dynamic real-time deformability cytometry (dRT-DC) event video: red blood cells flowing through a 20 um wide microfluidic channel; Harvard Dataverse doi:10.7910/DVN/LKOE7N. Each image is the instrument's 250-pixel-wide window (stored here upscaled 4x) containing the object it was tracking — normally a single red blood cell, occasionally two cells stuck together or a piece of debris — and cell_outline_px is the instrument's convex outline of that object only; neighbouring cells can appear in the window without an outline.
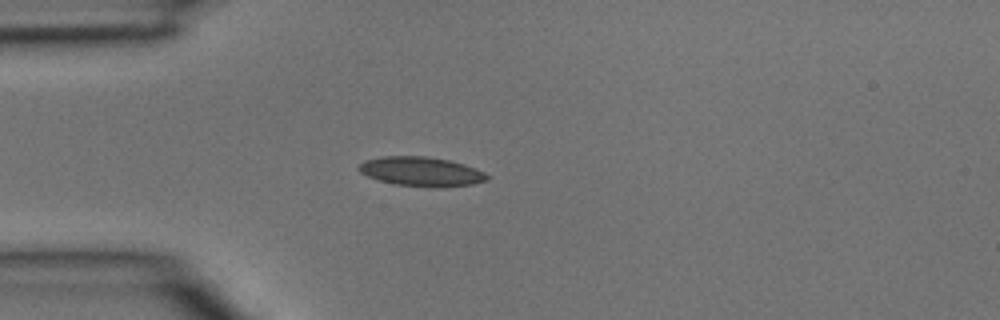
{"species": "common noctule bat (a hibernating species)", "species_latin": "Nyctalus noctula", "temperature_condition": "room temperature", "stored_images_in_passage": 1, "camera_frame_rate_fps": 3000, "um_per_image_px": 0.085, "animal": {"sex": "male", "body_mass_g": 15.6}, "frame": {"image": 1, "passage_image": 1, "time_ms": 0.0, "image_size_px": [1000, 320], "cell_outline_px": [[492, 176], [488, 180], [472, 184], [396, 184], [380, 180], [368, 176], [360, 172], [356, 168], [364, 160], [380, 156], [424, 156], [448, 160], [464, 164], [484, 172]], "centroid_in_image_um": [35.76, 14.52], "position_along_channel_um": 49.2, "area_um2": 20.87}}